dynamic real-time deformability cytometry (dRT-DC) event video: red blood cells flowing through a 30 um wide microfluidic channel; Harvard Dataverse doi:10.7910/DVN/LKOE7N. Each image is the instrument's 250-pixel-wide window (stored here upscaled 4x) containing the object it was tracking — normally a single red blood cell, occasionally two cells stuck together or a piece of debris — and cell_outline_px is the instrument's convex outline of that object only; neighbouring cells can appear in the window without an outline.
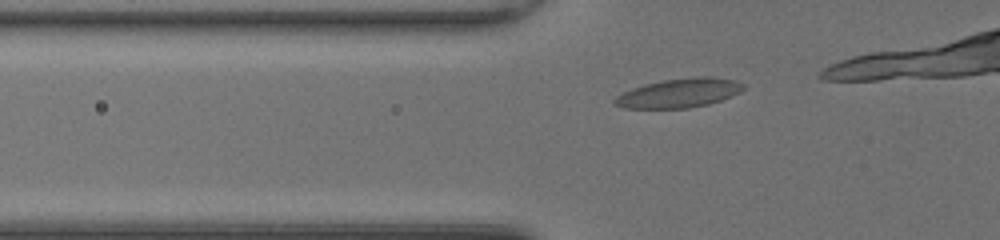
{"species": "common noctule bat (a hibernating species)", "species_latin": "Nyctalus noctula", "temperature_condition": "room temperature", "stored_images_in_passage": 9, "camera_frame_rate_fps": 3000, "um_per_image_px": 0.085, "animal": {"sex": "female", "body_mass_g": 20.0, "forearm_length_mm": 54.0}, "frame": {"image": 1, "passage_image": 3, "time_ms": 0.667, "image_size_px": [1000, 240], "cell_outline_px": [[744, 88], [740, 92], [732, 96], [708, 104], [688, 108], [624, 108], [612, 104], [612, 100], [616, 96], [632, 88], [644, 84], [664, 80], [700, 76], [712, 76], [736, 80], [744, 84]], "centroid_in_image_um": [57.72, 7.9], "position_along_channel_um": 68.1, "area_um2": 21.91}}
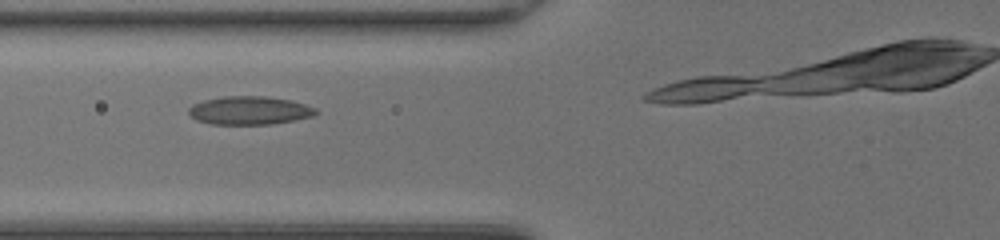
{"frame": {"image": 2, "passage_image": 6, "time_ms": 1.667, "image_size_px": [1000, 240], "cell_outline_px": [[320, 112], [312, 116], [296, 120], [272, 124], [212, 124], [196, 120], [188, 112], [188, 108], [192, 104], [204, 100], [224, 96], [264, 96], [292, 100], [316, 108]], "centroid_in_image_um": [21.22, 9.39], "position_along_channel_um": 104.6, "area_um2": 21.1}}